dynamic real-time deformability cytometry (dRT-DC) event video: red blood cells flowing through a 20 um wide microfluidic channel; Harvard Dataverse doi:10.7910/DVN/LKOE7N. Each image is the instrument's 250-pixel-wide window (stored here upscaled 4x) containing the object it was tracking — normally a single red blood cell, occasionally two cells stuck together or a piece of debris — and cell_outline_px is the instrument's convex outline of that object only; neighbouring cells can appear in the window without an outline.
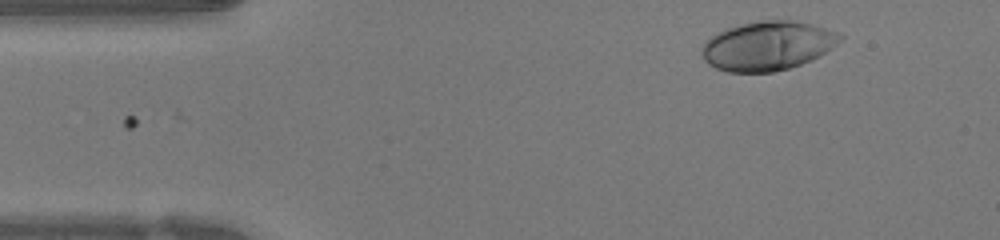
{"species": "human", "species_latin": "Homo sapiens", "temperature_condition": "warm", "stored_images_in_passage": 44, "camera_frame_rate_fps": 3000, "um_per_image_px": 0.085, "donor": {"sex": "female"}, "frame": {"image": 1, "passage_image": 2, "time_ms": 0.333, "image_size_px": [1000, 240], "cell_outline_px": [[844, 36], [832, 48], [812, 60], [788, 68], [772, 72], [728, 72], [716, 68], [708, 64], [704, 60], [700, 52], [700, 48], [712, 36], [724, 28], [760, 20], [792, 20], [812, 24], [836, 32]], "centroid_in_image_um": [65.22, 3.89], "position_along_channel_um": 19.8, "area_um2": 39.54}}
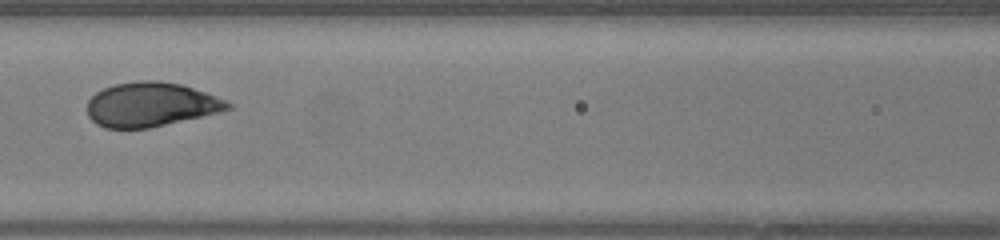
{"frame": {"image": 2, "passage_image": 17, "time_ms": 5.333, "image_size_px": [1000, 240], "cell_outline_px": [[232, 108], [220, 112], [148, 128], [104, 128], [96, 124], [88, 116], [88, 100], [96, 92], [104, 88], [116, 84], [140, 80], [160, 80], [180, 84], [216, 96], [232, 104]], "centroid_in_image_um": [12.8, 8.88], "position_along_channel_um": 153.8, "area_um2": 36.07}}
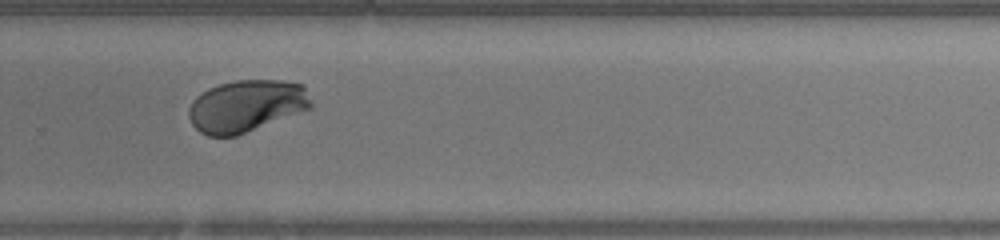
{"frame": {"image": 3, "passage_image": 28, "time_ms": 9.0, "image_size_px": [1000, 240], "cell_outline_px": [[312, 108], [236, 136], [208, 136], [200, 132], [192, 124], [188, 116], [188, 108], [192, 100], [196, 96], [208, 88], [220, 84], [236, 80], [280, 80], [304, 84], [312, 104]], "centroid_in_image_um": [20.93, 9.0], "position_along_channel_um": 308.9, "area_um2": 37.28}, "authors_computed_cell_mechanics": {"area_um2": 37.281, "velocity_mm_per_s": 4.2435, "shape_relaxation_time_tau1_ms": 2.7587, "shape_relaxation_time_tau2_ms": null, "deformation_change_tau1": 0.1735, "deformation_change_tau2": null}}